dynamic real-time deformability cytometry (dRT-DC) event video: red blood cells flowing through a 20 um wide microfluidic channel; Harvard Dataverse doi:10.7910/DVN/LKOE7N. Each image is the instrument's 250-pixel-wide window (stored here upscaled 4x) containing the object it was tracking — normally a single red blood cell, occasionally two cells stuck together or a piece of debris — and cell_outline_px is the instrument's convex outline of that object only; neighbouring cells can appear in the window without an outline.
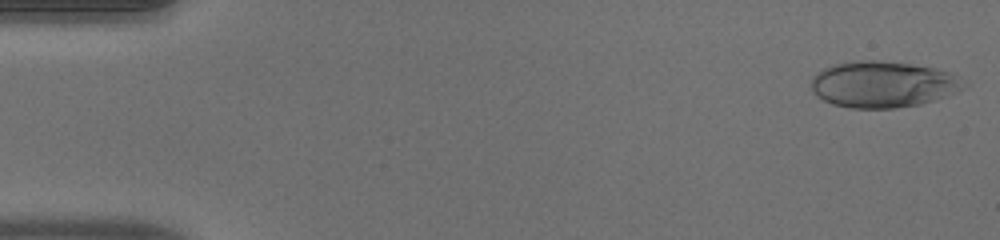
{"species": "human", "species_latin": "Homo sapiens", "temperature_condition": "warm", "stored_images_in_passage": 50, "camera_frame_rate_fps": 3000, "um_per_image_px": 0.085, "donor": {"sex": "male"}, "frame": {"image": 1, "passage_image": 1, "time_ms": 0.0, "image_size_px": [1000, 240], "cell_outline_px": [[968, 84], [944, 96], [920, 104], [896, 108], [848, 108], [832, 104], [816, 96], [812, 92], [808, 84], [812, 76], [816, 72], [824, 68], [836, 64], [860, 60], [880, 60], [908, 64], [932, 68], [948, 72], [960, 76]], "centroid_in_image_um": [74.96, 7.17], "position_along_channel_um": 10.0, "area_um2": 41.1}}
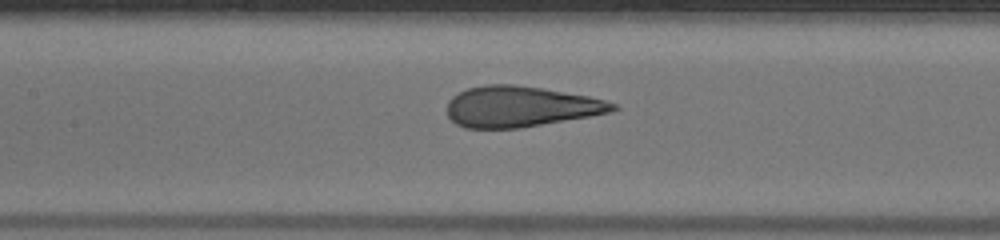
{"frame": {"image": 2, "passage_image": 23, "time_ms": 7.333, "image_size_px": [1000, 240], "cell_outline_px": [[620, 108], [612, 112], [520, 128], [464, 128], [456, 124], [448, 116], [448, 100], [452, 96], [468, 88], [488, 84], [516, 84], [588, 96], [604, 100], [616, 104]], "centroid_in_image_um": [44.23, 9.06], "position_along_channel_um": 163.2, "area_um2": 39.19}}
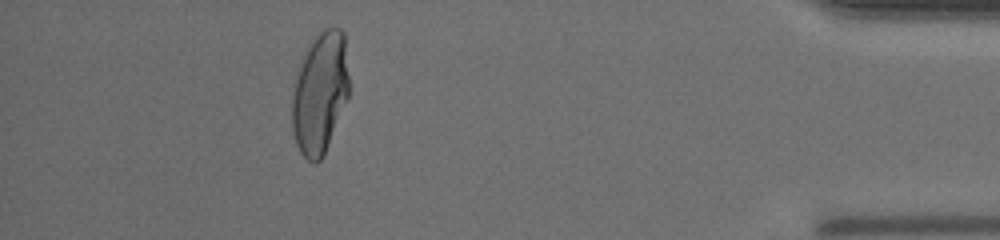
{"frame": {"image": 3, "passage_image": 45, "time_ms": 14.667, "image_size_px": [1000, 240], "cell_outline_px": [[348, 96], [324, 156], [316, 164], [308, 160], [300, 152], [296, 144], [292, 132], [292, 84], [304, 48], [312, 36], [324, 28], [340, 28], [344, 32], [348, 76]], "centroid_in_image_um": [27.15, 7.86], "position_along_channel_um": 408.0, "area_um2": 41.15}, "authors_computed_cell_mechanics": {"area_um2": 40.3155, "velocity_mm_per_s": 4.0368, "shape_relaxation_time_tau1_ms": 7.4216, "shape_relaxation_time_tau2_ms": null, "deformation_change_tau1": 0.304, "deformation_change_tau2": null}}